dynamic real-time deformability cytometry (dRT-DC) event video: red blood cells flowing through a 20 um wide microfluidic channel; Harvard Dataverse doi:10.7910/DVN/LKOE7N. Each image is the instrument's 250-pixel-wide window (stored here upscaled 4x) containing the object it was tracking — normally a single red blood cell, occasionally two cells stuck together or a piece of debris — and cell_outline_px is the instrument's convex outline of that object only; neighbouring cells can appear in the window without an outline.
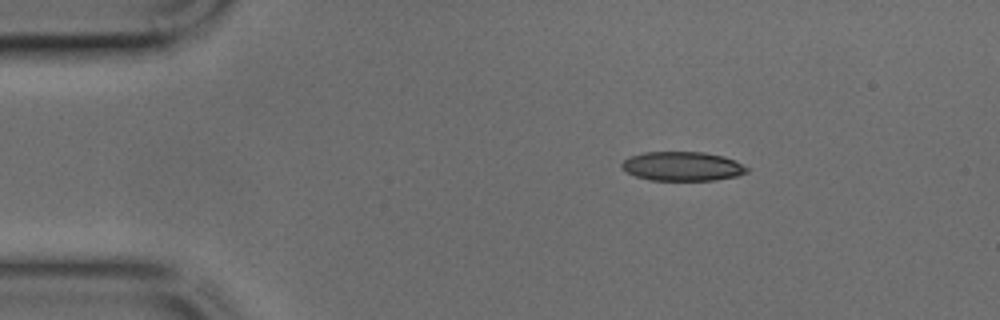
{"species": "common noctule bat (a hibernating species)", "species_latin": "Nyctalus noctula", "temperature_condition": "cold", "stored_images_in_passage": 32, "camera_frame_rate_fps": 3000, "um_per_image_px": 0.085, "animal": {"sex": "male", "body_mass_g": 17.9, "forearm_length_mm": 54.2}, "frame": {"image": 1, "passage_image": 1, "time_ms": 0.0, "image_size_px": [1000, 320], "cell_outline_px": [[748, 172], [736, 176], [716, 180], [652, 180], [636, 176], [628, 172], [620, 164], [628, 156], [644, 152], [704, 152], [724, 156], [748, 168]], "centroid_in_image_um": [57.99, 14.13], "position_along_channel_um": 27.0, "area_um2": 21.1}}
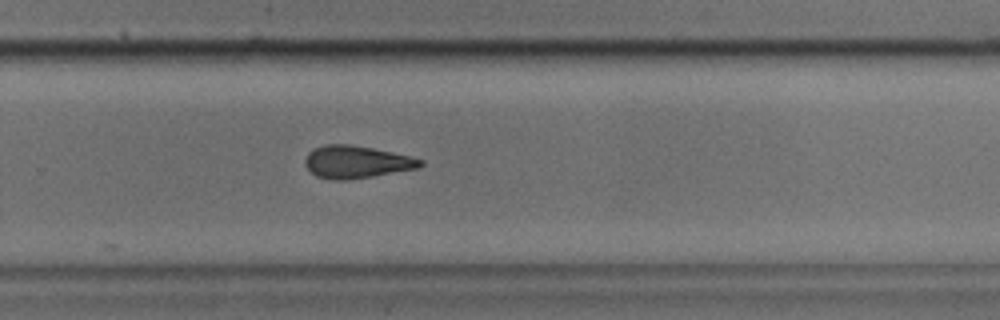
{"frame": {"image": 2, "passage_image": 23, "time_ms": 7.333, "image_size_px": [1000, 320], "cell_outline_px": [[424, 164], [420, 168], [348, 180], [332, 180], [316, 176], [304, 164], [304, 160], [308, 152], [316, 148], [328, 144], [348, 144], [372, 148], [412, 156], [424, 160]], "centroid_in_image_um": [30.33, 13.77], "position_along_channel_um": 299.5, "area_um2": 21.85}}
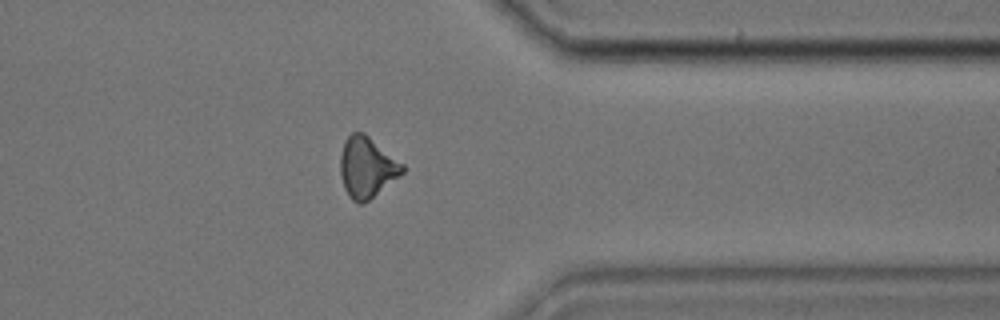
{"frame": {"image": 3, "passage_image": 29, "time_ms": 9.333, "image_size_px": [1000, 320], "cell_outline_px": [[404, 172], [364, 204], [356, 204], [348, 196], [344, 188], [340, 176], [340, 156], [344, 140], [352, 132], [364, 132], [404, 164]], "centroid_in_image_um": [31.16, 14.23], "position_along_channel_um": 380.2, "area_um2": 22.14}}